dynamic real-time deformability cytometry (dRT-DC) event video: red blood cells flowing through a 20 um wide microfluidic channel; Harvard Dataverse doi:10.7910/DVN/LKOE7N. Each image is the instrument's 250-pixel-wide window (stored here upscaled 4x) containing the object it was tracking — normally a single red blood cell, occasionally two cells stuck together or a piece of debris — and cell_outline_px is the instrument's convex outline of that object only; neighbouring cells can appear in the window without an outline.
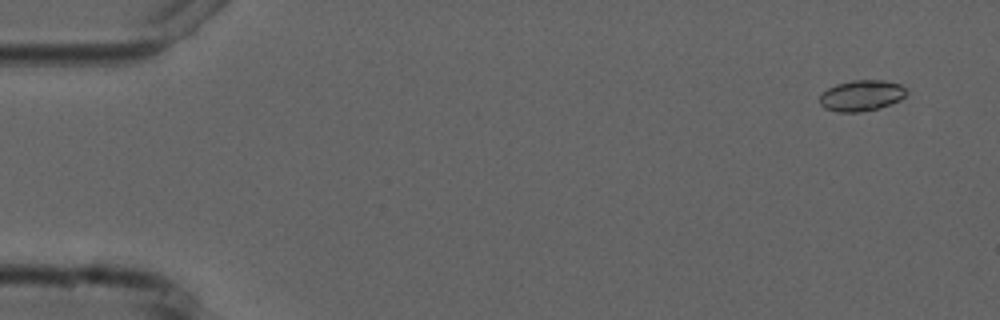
{"species": "common noctule bat (a hibernating species)", "species_latin": "Nyctalus noctula", "temperature_condition": "cold", "stored_images_in_passage": 4, "camera_frame_rate_fps": 3000, "um_per_image_px": 0.085, "animal": {"sex": "male", "forearm_length_mm": 52.5}, "frame": {"image": 1, "passage_image": 1, "time_ms": 0.0, "image_size_px": [1000, 320], "cell_outline_px": [[908, 92], [900, 100], [876, 108], [860, 112], [836, 112], [824, 108], [820, 104], [820, 92], [836, 84], [852, 80], [884, 80], [900, 84]], "centroid_in_image_um": [73.18, 8.11], "position_along_channel_um": 11.8, "area_um2": 15.61}}
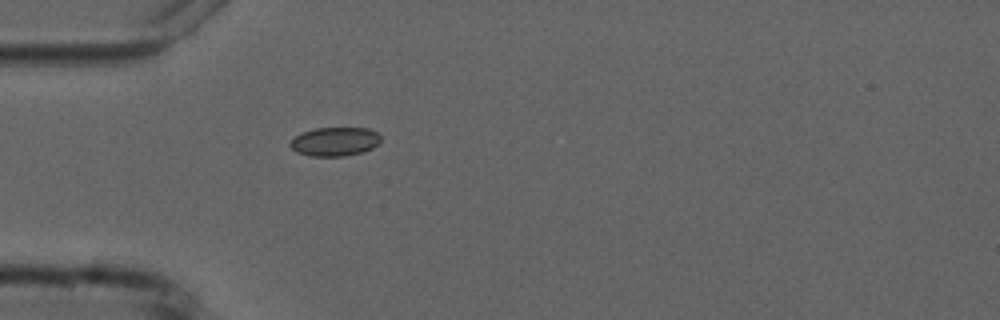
{"frame": {"image": 2, "passage_image": 4, "time_ms": 4.333, "image_size_px": [1000, 320], "cell_outline_px": [[380, 144], [364, 152], [344, 156], [308, 156], [296, 152], [288, 144], [300, 132], [316, 128], [368, 128], [376, 132], [380, 136]], "centroid_in_image_um": [28.46, 12.04], "position_along_channel_um": 56.5, "area_um2": 15.37}}